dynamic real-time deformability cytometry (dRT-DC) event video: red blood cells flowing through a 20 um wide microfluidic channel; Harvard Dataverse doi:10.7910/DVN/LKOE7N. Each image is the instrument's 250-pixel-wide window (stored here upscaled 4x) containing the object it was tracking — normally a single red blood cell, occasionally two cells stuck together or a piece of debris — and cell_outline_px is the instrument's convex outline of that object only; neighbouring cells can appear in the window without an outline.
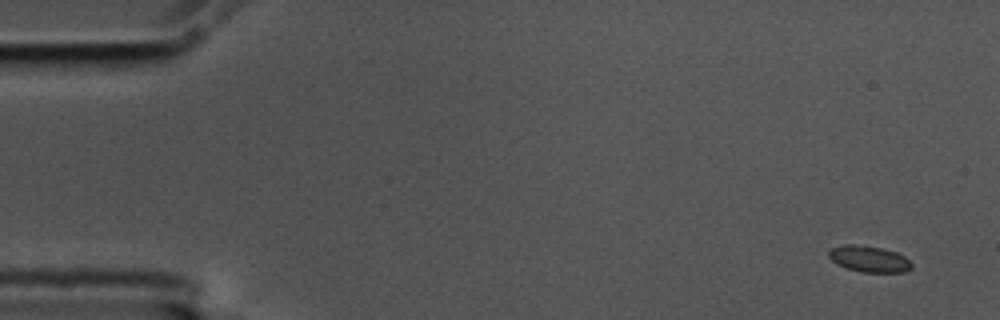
{"species": "common noctule bat (a hibernating species)", "species_latin": "Nyctalus noctula", "temperature_condition": "cold", "stored_images_in_passage": 11, "camera_frame_rate_fps": 3000, "um_per_image_px": 0.085, "animal": {"sex": "male", "body_mass_g": 17.5, "forearm_length_mm": 52.3}, "frame": {"image": 1, "passage_image": 1, "time_ms": 0.0, "image_size_px": [1000, 320], "cell_outline_px": [[912, 268], [904, 272], [860, 272], [836, 264], [828, 256], [828, 252], [832, 248], [844, 244], [852, 244], [880, 248], [896, 252], [904, 256], [912, 264]], "centroid_in_image_um": [73.86, 22.02], "position_along_channel_um": 11.1, "area_um2": 12.54}}
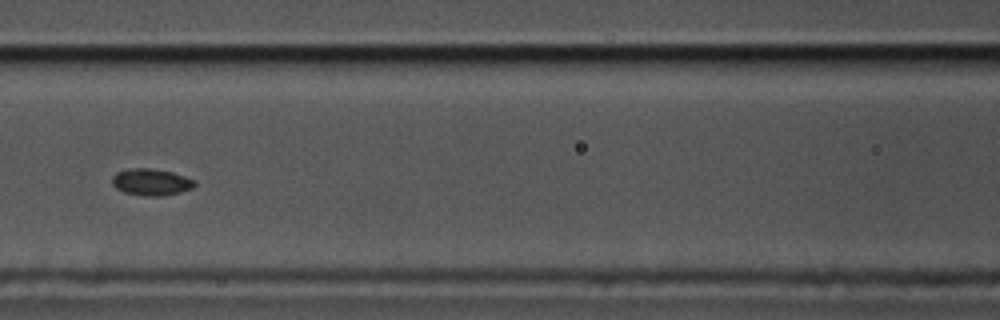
{"frame": {"image": 2, "passage_image": 7, "time_ms": 2.0, "image_size_px": [1000, 320], "cell_outline_px": [[196, 184], [192, 188], [180, 192], [164, 196], [144, 196], [124, 192], [116, 188], [112, 184], [112, 176], [116, 172], [128, 168], [148, 168], [172, 172], [196, 180]], "centroid_in_image_um": [12.84, 15.47], "position_along_channel_um": 153.8, "area_um2": 12.95}}
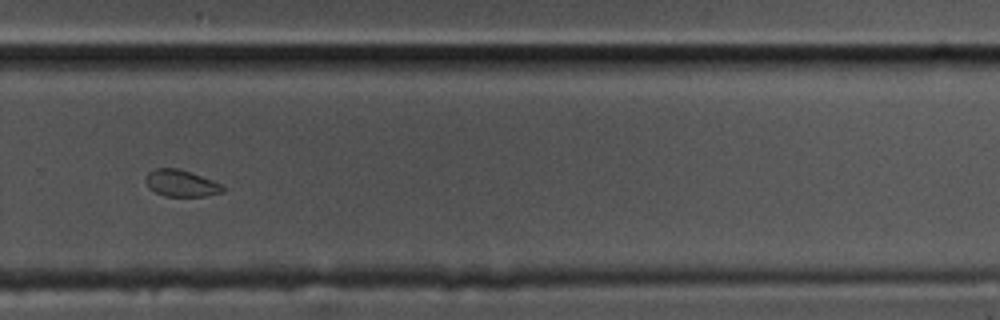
{"frame": {"image": 3, "passage_image": 11, "time_ms": 3.333, "image_size_px": [1000, 320], "cell_outline_px": [[224, 192], [204, 196], [164, 196], [148, 188], [144, 180], [144, 176], [148, 172], [156, 168], [180, 168], [192, 172], [224, 184]], "centroid_in_image_um": [15.4, 15.56], "position_along_channel_um": 314.4, "area_um2": 12.31}}